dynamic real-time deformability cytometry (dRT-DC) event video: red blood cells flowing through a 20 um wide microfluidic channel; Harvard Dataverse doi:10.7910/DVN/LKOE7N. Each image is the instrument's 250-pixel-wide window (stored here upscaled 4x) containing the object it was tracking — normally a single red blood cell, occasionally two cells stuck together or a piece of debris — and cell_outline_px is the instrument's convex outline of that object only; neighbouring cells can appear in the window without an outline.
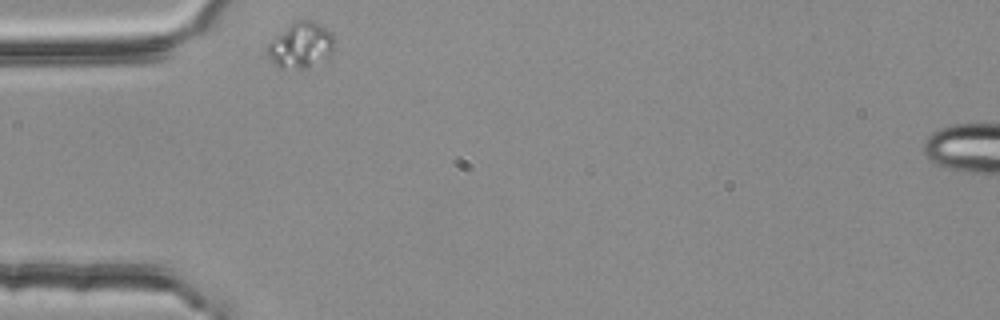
{"species": "common noctule bat (a hibernating species)", "species_latin": "Nyctalus noctula", "temperature_condition": "room temperature", "stored_images_in_passage": 33, "camera_frame_rate_fps": 3000, "um_per_image_px": 0.085, "animal": {"sex": "female", "body_mass_g": 25.1}, "frame": {"image": 1, "passage_image": 1, "time_ms": 0.0, "image_size_px": [1000, 320], "cell_outline_px": [[336, 44], [332, 56], [304, 68], [280, 68], [268, 56], [264, 48], [276, 36], [296, 20], [312, 20], [332, 32], [336, 40]], "centroid_in_image_um": [25.62, 3.84], "position_along_channel_um": 59.4, "area_um2": 17.86}}